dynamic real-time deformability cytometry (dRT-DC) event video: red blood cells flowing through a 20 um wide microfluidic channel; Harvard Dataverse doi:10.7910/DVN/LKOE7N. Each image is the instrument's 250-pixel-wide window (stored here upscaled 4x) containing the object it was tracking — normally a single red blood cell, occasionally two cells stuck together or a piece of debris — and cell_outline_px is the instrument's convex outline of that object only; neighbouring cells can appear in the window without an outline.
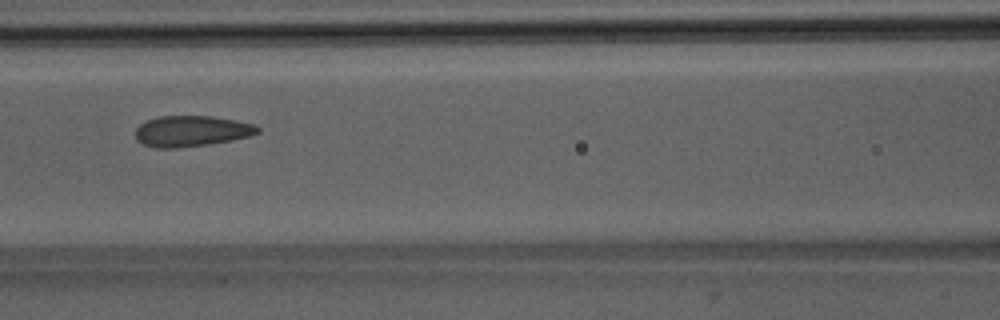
{"species": "Egyptian fruit bat (a non-hibernating species)", "species_latin": "Rousettus aegyptiacus", "temperature_condition": "room temperature", "stored_images_in_passage": 7, "camera_frame_rate_fps": 3000, "um_per_image_px": 0.085, "animal": {"sex": "male"}, "frame": {"image": 1, "passage_image": 7, "time_ms": 7.667, "image_size_px": [1000, 320], "cell_outline_px": [[260, 132], [248, 136], [232, 140], [208, 144], [176, 148], [156, 148], [144, 144], [136, 140], [136, 128], [140, 124], [148, 120], [160, 116], [212, 116], [252, 124], [260, 128]], "centroid_in_image_um": [16.25, 11.15], "position_along_channel_um": 150.4, "area_um2": 21.73}}